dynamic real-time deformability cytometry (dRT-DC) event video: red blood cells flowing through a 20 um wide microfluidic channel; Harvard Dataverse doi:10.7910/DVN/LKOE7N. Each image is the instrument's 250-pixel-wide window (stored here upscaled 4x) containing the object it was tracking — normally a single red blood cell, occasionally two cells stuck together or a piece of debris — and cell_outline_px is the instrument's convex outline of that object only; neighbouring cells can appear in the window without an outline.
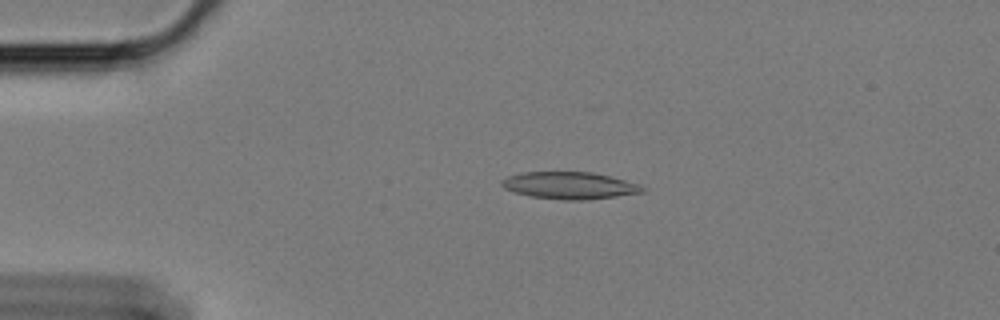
{"species": "Egyptian fruit bat (a non-hibernating species)", "species_latin": "Rousettus aegyptiacus", "temperature_condition": "cold", "stored_images_in_passage": 30, "camera_frame_rate_fps": 3000, "um_per_image_px": 0.085, "animal": {"sex": "female"}, "frame": {"image": 1, "passage_image": 1, "time_ms": 0.0, "image_size_px": [1000, 320], "cell_outline_px": [[648, 188], [644, 192], [588, 200], [564, 200], [528, 196], [512, 192], [504, 188], [500, 184], [500, 180], [508, 176], [520, 172], [592, 172], [640, 184]], "centroid_in_image_um": [48.39, 15.77], "position_along_channel_um": 36.6, "area_um2": 22.43}}
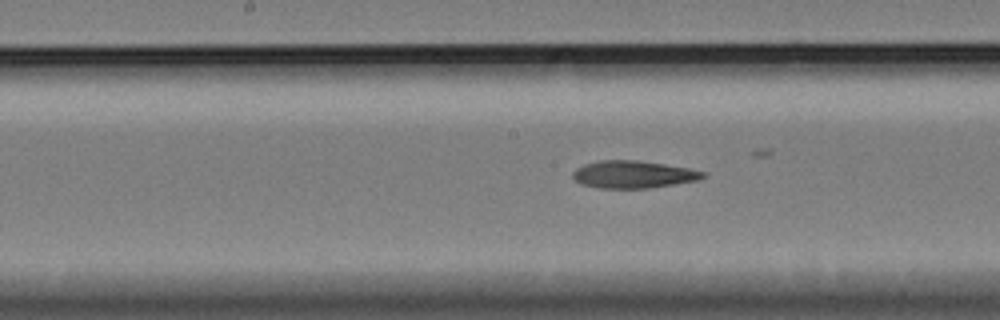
{"frame": {"image": 2, "passage_image": 18, "time_ms": 5.667, "image_size_px": [1000, 320], "cell_outline_px": [[708, 176], [700, 180], [648, 188], [600, 188], [580, 184], [572, 176], [572, 172], [576, 168], [584, 164], [600, 160], [636, 160], [664, 164], [688, 168], [708, 172]], "centroid_in_image_um": [53.86, 14.82], "position_along_channel_um": 194.3, "area_um2": 20.92}}
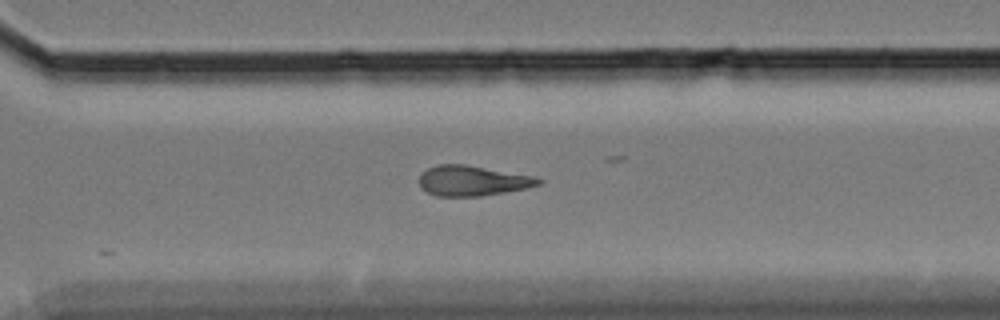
{"frame": {"image": 3, "passage_image": 30, "time_ms": 9.667, "image_size_px": [1000, 320], "cell_outline_px": [[544, 180], [540, 184], [528, 188], [480, 196], [436, 196], [420, 188], [420, 172], [436, 164], [464, 164], [536, 176]], "centroid_in_image_um": [40.17, 15.35], "position_along_channel_um": 330.4, "area_um2": 21.15}}